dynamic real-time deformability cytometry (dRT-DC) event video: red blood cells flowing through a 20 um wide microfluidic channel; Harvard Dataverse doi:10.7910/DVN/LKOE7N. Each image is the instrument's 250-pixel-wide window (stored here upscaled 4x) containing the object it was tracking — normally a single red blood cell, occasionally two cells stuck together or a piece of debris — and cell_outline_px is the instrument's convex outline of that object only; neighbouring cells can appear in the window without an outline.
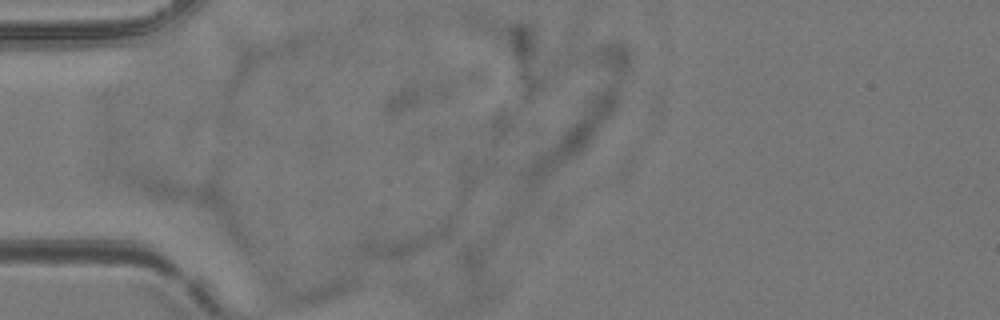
{"species": "common noctule bat (a hibernating species)", "species_latin": "Nyctalus noctula", "temperature_condition": "room temperature", "stored_images_in_passage": 4, "camera_frame_rate_fps": 3000, "um_per_image_px": 0.085, "animal": {"sex": "female", "body_mass_g": 24.6, "forearm_length_mm": 56.2}, "frame": {"image": 1, "passage_image": 3, "time_ms": 0.667, "image_size_px": [1000, 320], "cell_outline_px": [[452, 228], [448, 236], [400, 260], [392, 260], [356, 256], [352, 252], [368, 236], [448, 216]], "centroid_in_image_um": [34.34, 20.42], "position_along_channel_um": 50.7, "area_um2": 16.94}}